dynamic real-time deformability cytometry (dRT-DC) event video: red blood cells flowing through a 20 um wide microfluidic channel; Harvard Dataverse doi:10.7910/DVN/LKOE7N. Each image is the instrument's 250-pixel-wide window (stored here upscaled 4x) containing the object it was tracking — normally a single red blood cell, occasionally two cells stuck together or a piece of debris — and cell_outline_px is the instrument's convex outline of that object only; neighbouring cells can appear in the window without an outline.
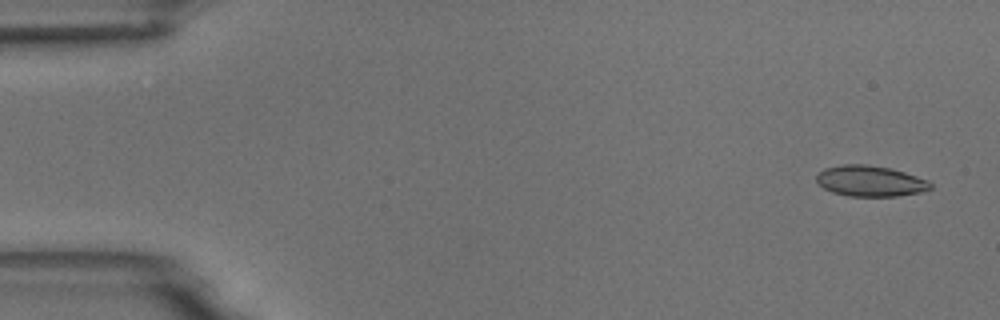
{"species": "common noctule bat (a hibernating species)", "species_latin": "Nyctalus noctula", "temperature_condition": "room temperature", "stored_images_in_passage": 2, "camera_frame_rate_fps": 3000, "um_per_image_px": 0.085, "animal": {"sex": "male", "body_mass_g": 18.8}, "frame": {"image": 1, "passage_image": 1, "time_ms": 0.0, "image_size_px": [1000, 320], "cell_outline_px": [[932, 188], [920, 192], [896, 196], [848, 196], [832, 192], [824, 188], [816, 180], [816, 172], [824, 168], [844, 164], [868, 164], [892, 168], [928, 180], [932, 184]], "centroid_in_image_um": [73.95, 15.37], "position_along_channel_um": 11.1, "area_um2": 20.58}}